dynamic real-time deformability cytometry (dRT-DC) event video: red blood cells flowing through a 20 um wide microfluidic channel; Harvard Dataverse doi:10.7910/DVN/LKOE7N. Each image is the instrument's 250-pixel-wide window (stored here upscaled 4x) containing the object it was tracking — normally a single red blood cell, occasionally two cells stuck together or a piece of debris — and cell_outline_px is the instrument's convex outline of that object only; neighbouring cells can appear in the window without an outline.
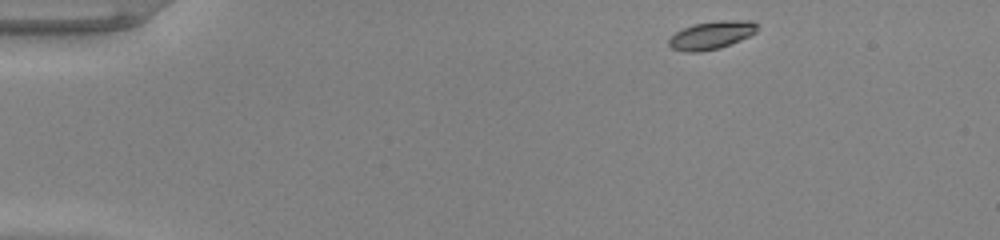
{"species": "common noctule bat (a hibernating species)", "species_latin": "Nyctalus noctula", "temperature_condition": "warm", "stored_images_in_passage": 46, "camera_frame_rate_fps": 3000, "um_per_image_px": 0.085, "animal": {"sex": "male", "body_mass_g": 20.0, "forearm_length_mm": 53.3}, "frame": {"image": 1, "passage_image": 1, "time_ms": 0.0, "image_size_px": [1000, 240], "cell_outline_px": [[756, 32], [740, 40], [720, 48], [700, 52], [688, 52], [672, 48], [668, 44], [668, 40], [676, 32], [692, 24], [720, 20], [752, 20], [756, 24]], "centroid_in_image_um": [60.46, 2.98], "position_along_channel_um": 24.5, "area_um2": 14.33}}
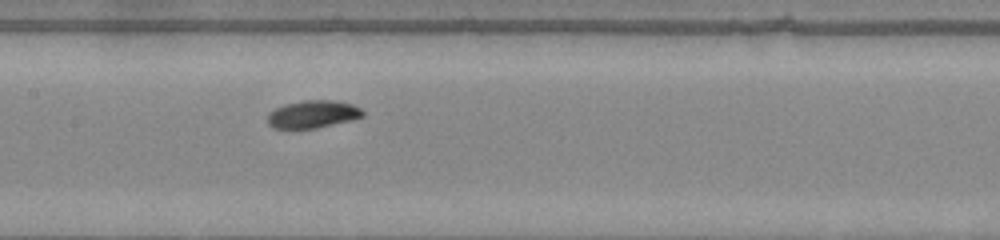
{"frame": {"image": 2, "passage_image": 20, "time_ms": 6.333, "image_size_px": [1000, 240], "cell_outline_px": [[364, 116], [352, 120], [316, 128], [272, 128], [268, 124], [268, 112], [284, 104], [304, 100], [332, 100], [352, 104], [360, 108], [364, 112]], "centroid_in_image_um": [26.59, 9.7], "position_along_channel_um": 180.8, "area_um2": 15.32}}
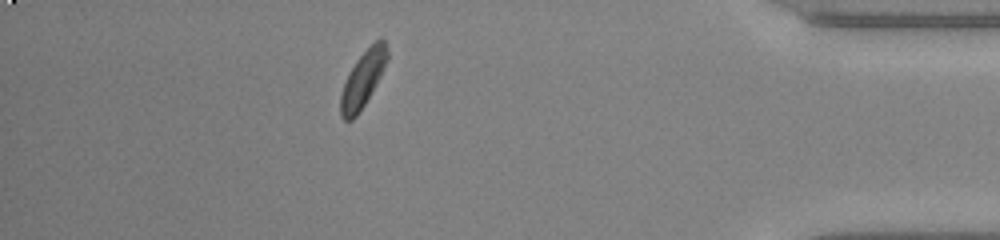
{"frame": {"image": 3, "passage_image": 40, "time_ms": 13.0, "image_size_px": [1000, 240], "cell_outline_px": [[388, 56], [384, 68], [380, 76], [364, 104], [356, 116], [352, 120], [344, 120], [340, 116], [340, 96], [348, 72], [356, 60], [380, 36], [384, 40], [388, 52]], "centroid_in_image_um": [30.82, 6.72], "position_along_channel_um": 404.4, "area_um2": 14.97}, "authors_computed_cell_mechanics": {"area_um2": 14.9991, "velocity_mm_per_s": 3.9478, "shape_relaxation_time_tau1_ms": 1.6609, "shape_relaxation_time_tau2_ms": null, "deformation_change_tau1": 0.0934, "deformation_change_tau2": null}}